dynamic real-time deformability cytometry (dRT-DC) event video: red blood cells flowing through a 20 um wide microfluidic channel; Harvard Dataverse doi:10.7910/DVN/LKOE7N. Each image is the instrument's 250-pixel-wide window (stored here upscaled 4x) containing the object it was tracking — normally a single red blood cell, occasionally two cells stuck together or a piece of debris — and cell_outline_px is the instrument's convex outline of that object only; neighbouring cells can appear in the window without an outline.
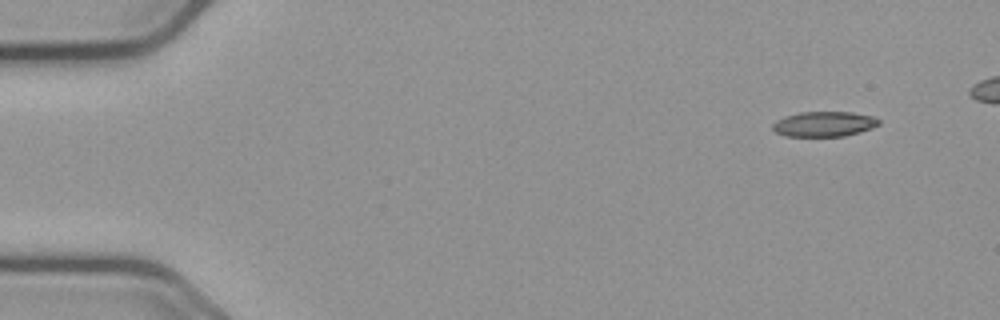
{"species": "common noctule bat (a hibernating species)", "species_latin": "Nyctalus noctula", "temperature_condition": "cold", "stored_images_in_passage": 47, "camera_frame_rate_fps": 3000, "um_per_image_px": 0.085, "animal": {"sex": "male", "body_mass_g": 23.1, "forearm_length_mm": 52.7}, "frame": {"image": 1, "passage_image": 1, "time_ms": 0.0, "image_size_px": [1000, 320], "cell_outline_px": [[880, 124], [872, 128], [860, 132], [844, 136], [784, 136], [776, 132], [772, 128], [772, 124], [776, 120], [784, 116], [800, 112], [852, 112], [872, 116], [880, 120]], "centroid_in_image_um": [70.04, 10.54], "position_along_channel_um": 15.0, "area_um2": 15.61}}
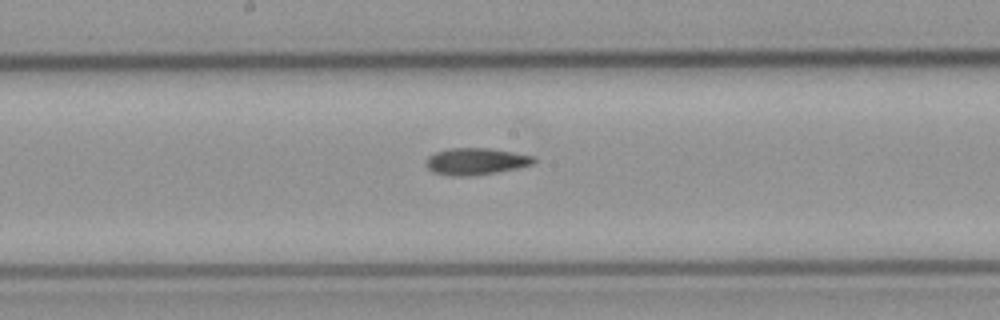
{"frame": {"image": 2, "passage_image": 26, "time_ms": 8.333, "image_size_px": [1000, 320], "cell_outline_px": [[536, 160], [532, 164], [516, 168], [476, 176], [452, 176], [432, 172], [424, 164], [428, 156], [436, 152], [448, 148], [492, 148], [532, 156]], "centroid_in_image_um": [40.39, 13.72], "position_along_channel_um": 207.8, "area_um2": 16.88}}
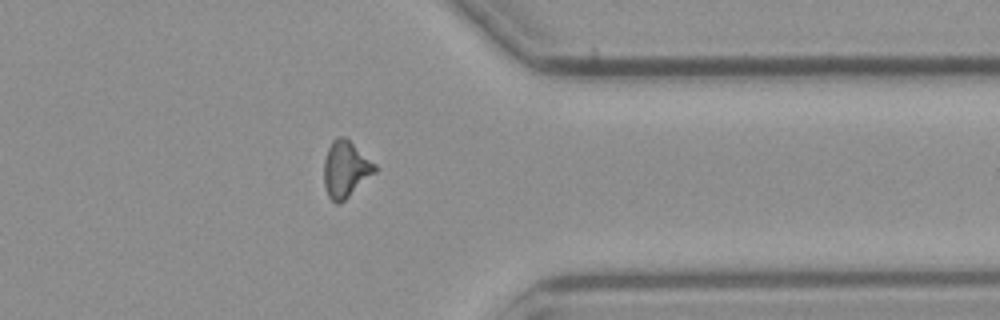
{"frame": {"image": 3, "passage_image": 41, "time_ms": 13.333, "image_size_px": [1000, 320], "cell_outline_px": [[376, 172], [340, 204], [336, 204], [328, 196], [324, 188], [324, 160], [328, 148], [332, 140], [336, 136], [344, 136], [376, 164]], "centroid_in_image_um": [29.36, 14.39], "position_along_channel_um": 382.0, "area_um2": 16.76}}